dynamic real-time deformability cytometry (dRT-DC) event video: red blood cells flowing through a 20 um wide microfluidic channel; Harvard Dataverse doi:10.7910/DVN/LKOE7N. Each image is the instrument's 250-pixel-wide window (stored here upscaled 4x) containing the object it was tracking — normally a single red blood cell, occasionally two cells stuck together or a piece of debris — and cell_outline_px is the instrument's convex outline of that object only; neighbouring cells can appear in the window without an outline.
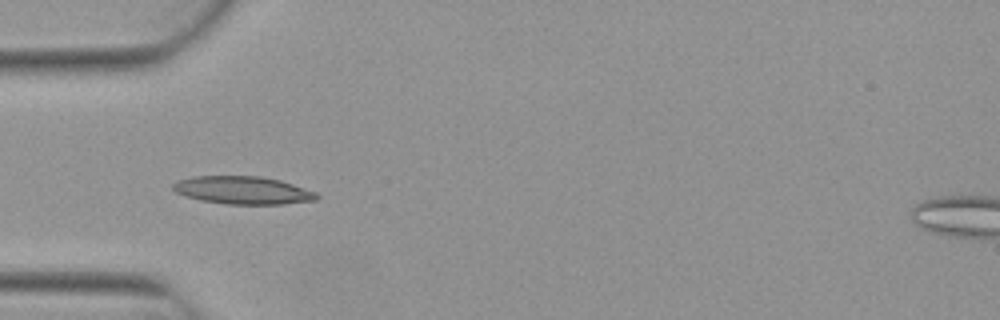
{"species": "Egyptian fruit bat (a non-hibernating species)", "species_latin": "Rousettus aegyptiacus", "temperature_condition": "warm", "stored_images_in_passage": 5, "camera_frame_rate_fps": 3000, "um_per_image_px": 0.085, "animal": {"sex": "female"}, "frame": {"image": 1, "passage_image": 3, "time_ms": 0.667, "image_size_px": [1000, 320], "cell_outline_px": [[320, 196], [316, 200], [284, 204], [224, 204], [200, 200], [184, 196], [176, 192], [172, 188], [172, 184], [180, 180], [192, 176], [260, 176], [280, 180], [316, 192]], "centroid_in_image_um": [20.63, 16.17], "position_along_channel_um": 64.4, "area_um2": 23.35}}
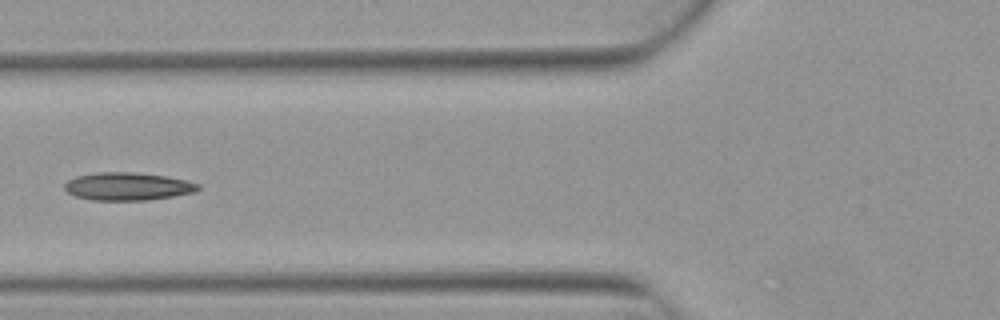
{"frame": {"image": 2, "passage_image": 4, "time_ms": 1.0, "image_size_px": [1000, 320], "cell_outline_px": [[200, 188], [196, 192], [148, 200], [92, 200], [76, 196], [68, 192], [64, 188], [64, 184], [68, 180], [76, 176], [96, 172], [132, 172], [164, 176], [184, 180], [200, 184]], "centroid_in_image_um": [10.84, 15.84], "position_along_channel_um": 115.0, "area_um2": 21.56}}
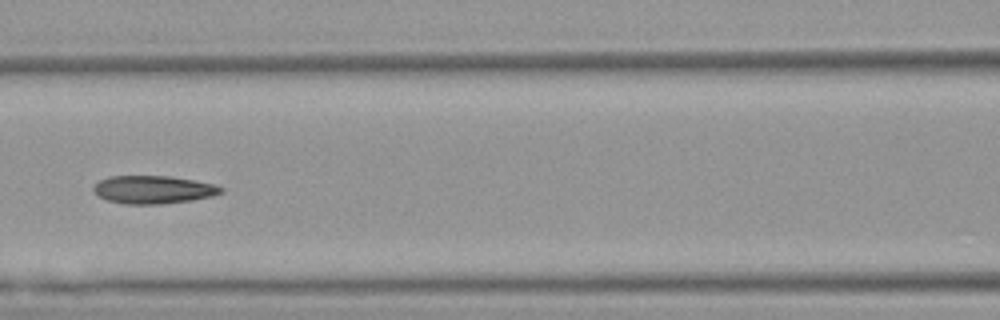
{"frame": {"image": 3, "passage_image": 5, "time_ms": 1.333, "image_size_px": [1000, 320], "cell_outline_px": [[224, 192], [212, 196], [192, 200], [160, 204], [124, 204], [108, 200], [100, 196], [92, 188], [100, 180], [108, 176], [168, 176], [192, 180], [212, 184], [224, 188]], "centroid_in_image_um": [13.04, 16.12], "position_along_channel_um": 153.6, "area_um2": 20.58}}